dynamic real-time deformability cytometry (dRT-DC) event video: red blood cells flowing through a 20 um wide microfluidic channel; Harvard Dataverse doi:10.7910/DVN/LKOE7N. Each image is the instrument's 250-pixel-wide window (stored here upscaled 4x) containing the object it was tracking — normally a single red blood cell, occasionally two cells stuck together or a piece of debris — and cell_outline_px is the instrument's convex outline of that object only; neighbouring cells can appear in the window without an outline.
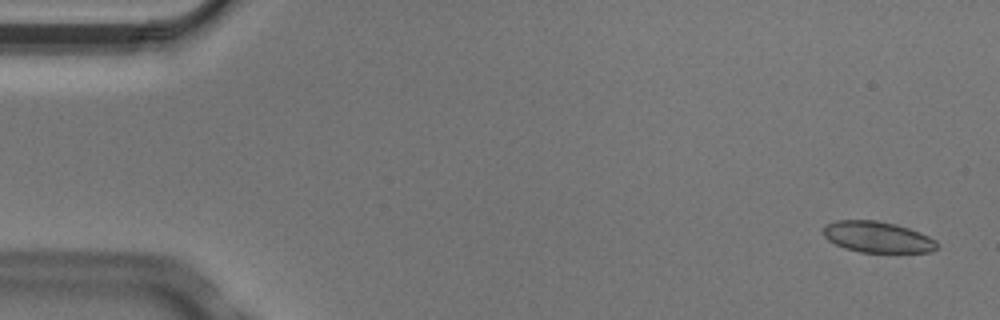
{"species": "Egyptian fruit bat (a non-hibernating species)", "species_latin": "Rousettus aegyptiacus", "temperature_condition": "cold", "stored_images_in_passage": 8, "camera_frame_rate_fps": 3000, "um_per_image_px": 0.085, "animal": {"sex": "male"}, "frame": {"image": 1, "passage_image": 1, "time_ms": 0.0, "image_size_px": [1000, 320], "cell_outline_px": [[936, 248], [932, 252], [860, 252], [844, 248], [828, 240], [824, 236], [824, 224], [836, 220], [876, 220], [896, 224], [920, 232], [936, 240]], "centroid_in_image_um": [74.56, 20.14], "position_along_channel_um": 10.4, "area_um2": 20.58}}
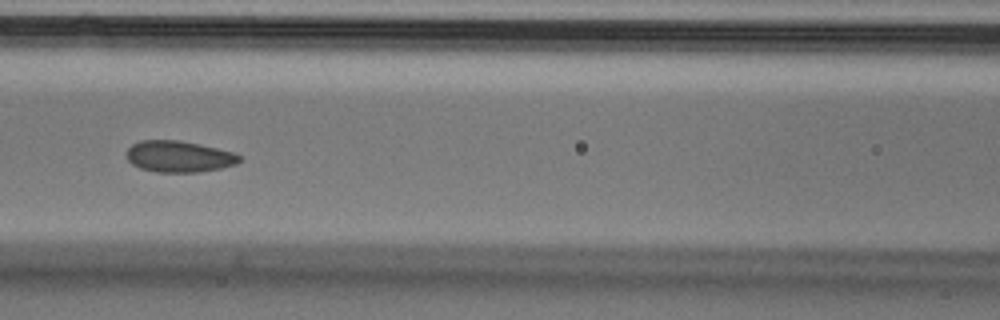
{"frame": {"image": 2, "passage_image": 7, "time_ms": 2.0, "image_size_px": [1000, 320], "cell_outline_px": [[240, 160], [236, 164], [220, 168], [200, 172], [156, 172], [140, 168], [132, 164], [128, 160], [128, 148], [132, 144], [140, 140], [180, 140], [200, 144], [236, 152], [240, 156]], "centroid_in_image_um": [15.23, 13.3], "position_along_channel_um": 151.4, "area_um2": 20.69}}
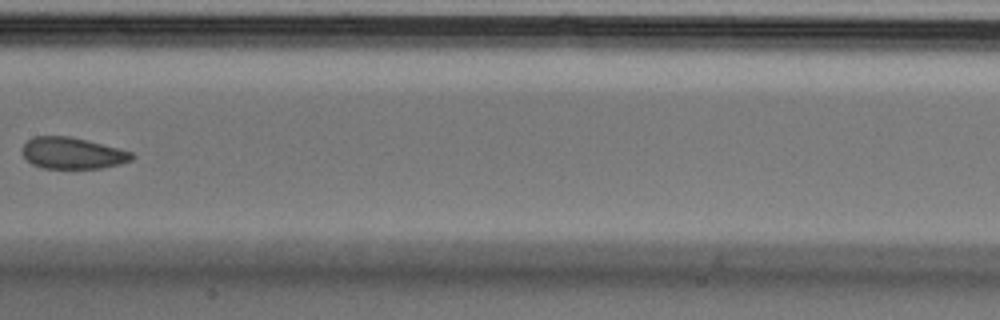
{"frame": {"image": 3, "passage_image": 8, "time_ms": 2.333, "image_size_px": [1000, 320], "cell_outline_px": [[136, 156], [132, 160], [120, 164], [100, 168], [44, 168], [32, 164], [20, 152], [24, 144], [32, 136], [72, 136], [88, 140], [132, 152]], "centroid_in_image_um": [6.15, 13.01], "position_along_channel_um": 201.2, "area_um2": 20.17}}